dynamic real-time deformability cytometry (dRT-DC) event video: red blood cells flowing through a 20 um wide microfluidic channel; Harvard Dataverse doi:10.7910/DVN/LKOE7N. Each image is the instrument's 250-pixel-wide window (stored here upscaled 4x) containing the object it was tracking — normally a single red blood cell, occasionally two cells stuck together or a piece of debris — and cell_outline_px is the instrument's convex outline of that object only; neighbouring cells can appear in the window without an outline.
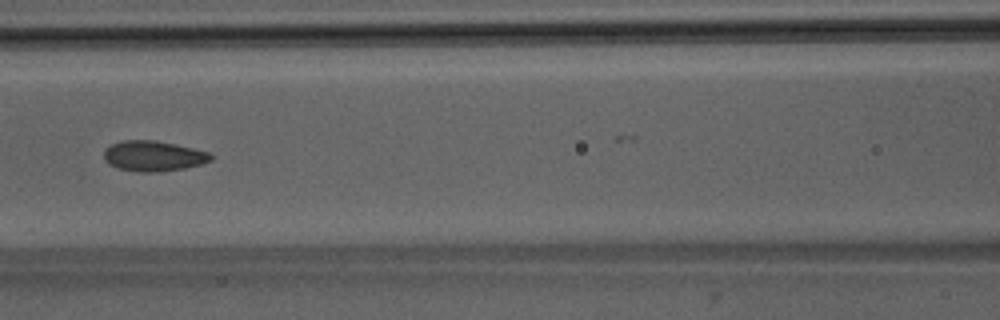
{"species": "Egyptian fruit bat (a non-hibernating species)", "species_latin": "Rousettus aegyptiacus", "temperature_condition": "room temperature", "stored_images_in_passage": 42, "camera_frame_rate_fps": 3000, "um_per_image_px": 0.085, "animal": {"sex": "male"}, "frame": {"image": 1, "passage_image": 24, "time_ms": 7.667, "image_size_px": [1000, 320], "cell_outline_px": [[212, 160], [200, 164], [184, 168], [160, 172], [136, 172], [120, 168], [108, 164], [104, 160], [104, 148], [112, 144], [124, 140], [152, 140], [176, 144], [208, 152], [212, 156]], "centroid_in_image_um": [13.01, 13.26], "position_along_channel_um": 153.6, "area_um2": 18.9}}